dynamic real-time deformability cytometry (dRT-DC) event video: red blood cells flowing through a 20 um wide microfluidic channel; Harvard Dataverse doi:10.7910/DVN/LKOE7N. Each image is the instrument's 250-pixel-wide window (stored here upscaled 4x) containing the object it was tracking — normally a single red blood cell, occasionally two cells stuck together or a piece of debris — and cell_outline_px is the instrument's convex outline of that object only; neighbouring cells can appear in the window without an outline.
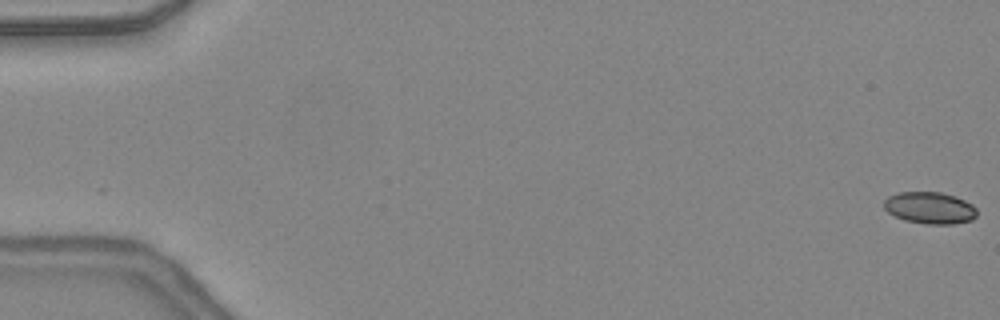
{"species": "common noctule bat (a hibernating species)", "species_latin": "Nyctalus noctula", "temperature_condition": "warm", "stored_images_in_passage": 48, "camera_frame_rate_fps": 3000, "um_per_image_px": 0.085, "animal": {"sex": "female", "body_mass_g": 24.6, "forearm_length_mm": 56.2}, "frame": {"image": 1, "passage_image": 1, "time_ms": 0.0, "image_size_px": [1000, 320], "cell_outline_px": [[976, 216], [972, 220], [952, 224], [928, 224], [904, 220], [888, 212], [884, 208], [884, 200], [888, 196], [900, 192], [940, 192], [956, 196], [972, 204], [976, 208]], "centroid_in_image_um": [79.04, 17.66], "position_along_channel_um": 6.0, "area_um2": 17.22}}
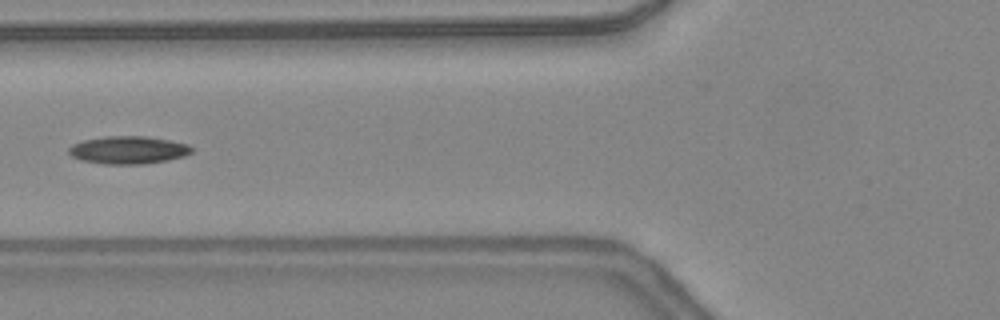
{"frame": {"image": 2, "passage_image": 20, "time_ms": 6.333, "image_size_px": [1000, 320], "cell_outline_px": [[192, 152], [184, 156], [168, 160], [144, 164], [104, 164], [80, 160], [72, 156], [68, 152], [68, 148], [72, 144], [84, 140], [108, 136], [144, 136], [168, 140], [188, 144], [192, 148]], "centroid_in_image_um": [10.89, 12.76], "position_along_channel_um": 114.9, "area_um2": 19.83}}
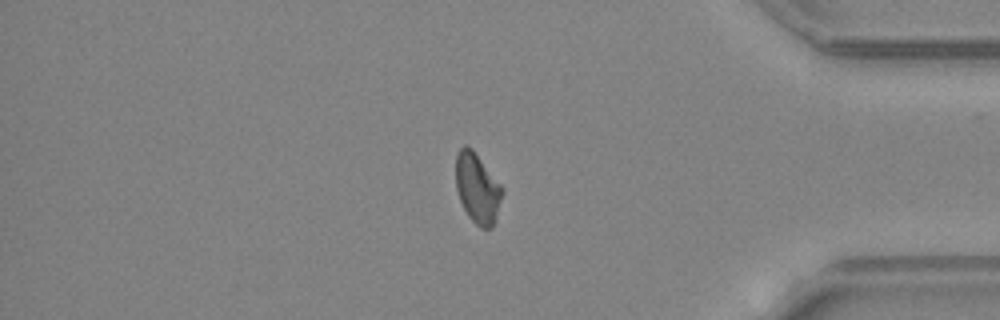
{"frame": {"image": 3, "passage_image": 41, "time_ms": 13.333, "image_size_px": [1000, 320], "cell_outline_px": [[504, 188], [496, 220], [492, 228], [480, 228], [468, 216], [460, 200], [456, 188], [456, 152], [464, 144], [468, 144], [472, 148]], "centroid_in_image_um": [40.58, 15.98], "position_along_channel_um": 394.6, "area_um2": 19.13}, "authors_computed_cell_mechanics": {"area_um2": 18.6405, "velocity_mm_per_s": 4.3935, "shape_relaxation_time_tau1_ms": 10.5738, "shape_relaxation_time_tau2_ms": 6.639, "deformation_change_tau1": 0.2427, "deformation_change_tau2": 0.1648}}